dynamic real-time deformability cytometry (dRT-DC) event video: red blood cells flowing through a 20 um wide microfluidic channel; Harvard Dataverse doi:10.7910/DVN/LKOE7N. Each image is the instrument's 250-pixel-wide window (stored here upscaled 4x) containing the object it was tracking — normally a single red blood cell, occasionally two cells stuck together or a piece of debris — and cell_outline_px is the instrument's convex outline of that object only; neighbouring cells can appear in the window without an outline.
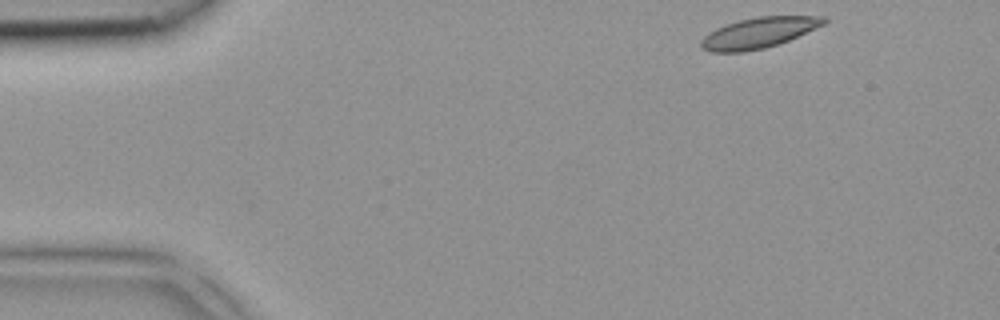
{"species": "common noctule bat (a hibernating species)", "species_latin": "Nyctalus noctula", "temperature_condition": "room temperature", "stored_images_in_passage": 2, "camera_frame_rate_fps": 3000, "um_per_image_px": 0.085, "animal": {"sex": "female", "body_mass_g": 18.4}, "frame": {"image": 1, "passage_image": 1, "time_ms": 0.0, "image_size_px": [1000, 320], "cell_outline_px": [[828, 20], [824, 24], [788, 40], [764, 48], [744, 52], [712, 52], [700, 48], [700, 40], [704, 36], [716, 28], [740, 20], [756, 16], [824, 16]], "centroid_in_image_um": [64.46, 2.79], "position_along_channel_um": 20.5, "area_um2": 21.68}}